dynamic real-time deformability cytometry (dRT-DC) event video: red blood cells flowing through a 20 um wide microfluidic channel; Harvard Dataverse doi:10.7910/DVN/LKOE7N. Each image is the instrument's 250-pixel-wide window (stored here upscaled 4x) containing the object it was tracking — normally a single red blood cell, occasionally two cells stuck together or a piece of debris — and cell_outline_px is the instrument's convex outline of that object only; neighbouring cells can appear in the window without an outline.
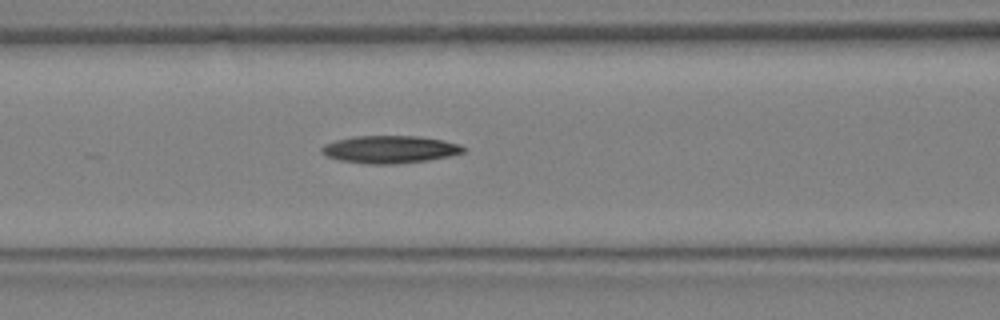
{"species": "Egyptian fruit bat (a non-hibernating species)", "species_latin": "Rousettus aegyptiacus", "temperature_condition": "warm", "stored_images_in_passage": 20, "segment_of_instrument_passage": [1, 2], "camera_frame_rate_fps": 3000, "um_per_image_px": 0.085, "animal": {"sex": "female"}, "frame": {"image": 1, "passage_image": 12, "time_ms": 3.667, "image_size_px": [1000, 320], "cell_outline_px": [[464, 152], [448, 156], [428, 160], [392, 164], [368, 164], [340, 160], [324, 156], [320, 152], [320, 148], [324, 144], [336, 140], [352, 136], [420, 136], [444, 140], [460, 144], [464, 148]], "centroid_in_image_um": [33.09, 12.69], "position_along_channel_um": 133.5, "area_um2": 22.83}}
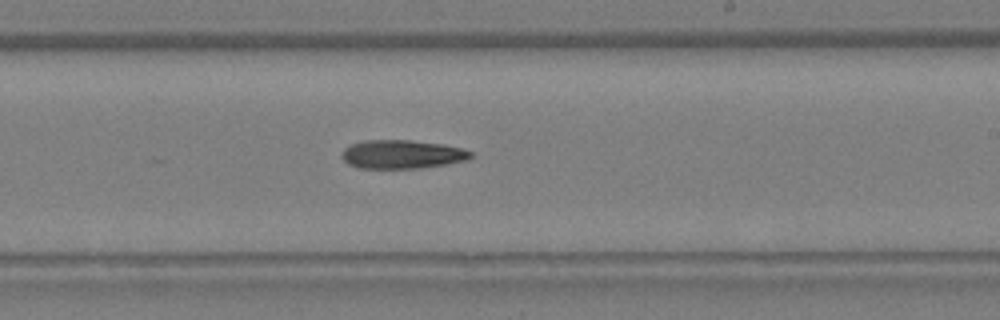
{"frame": {"image": 2, "passage_image": 17, "time_ms": 5.333, "image_size_px": [1000, 320], "cell_outline_px": [[472, 156], [468, 160], [420, 168], [360, 168], [348, 164], [340, 156], [344, 148], [352, 144], [364, 140], [408, 140], [444, 144], [460, 148], [472, 152]], "centroid_in_image_um": [34.15, 13.11], "position_along_channel_um": 254.9, "area_um2": 21.44}}
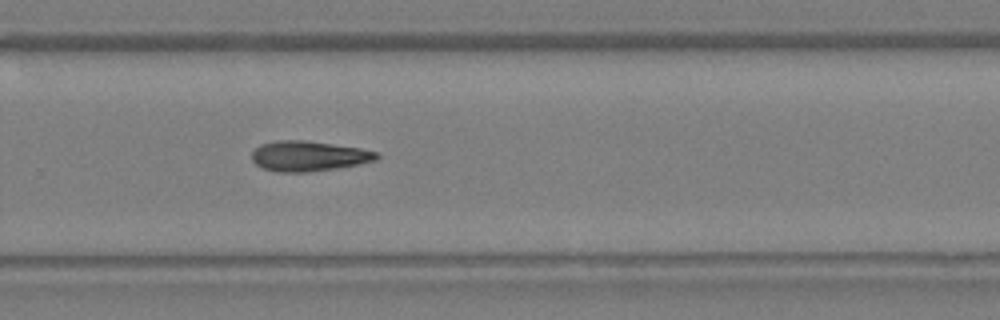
{"frame": {"image": 3, "passage_image": 19, "time_ms": 6.0, "image_size_px": [1000, 320], "cell_outline_px": [[380, 156], [376, 160], [336, 168], [304, 172], [276, 172], [264, 168], [256, 164], [252, 160], [252, 152], [260, 144], [276, 140], [304, 140], [360, 148], [380, 152]], "centroid_in_image_um": [26.22, 13.25], "position_along_channel_um": 303.6, "area_um2": 21.85}}